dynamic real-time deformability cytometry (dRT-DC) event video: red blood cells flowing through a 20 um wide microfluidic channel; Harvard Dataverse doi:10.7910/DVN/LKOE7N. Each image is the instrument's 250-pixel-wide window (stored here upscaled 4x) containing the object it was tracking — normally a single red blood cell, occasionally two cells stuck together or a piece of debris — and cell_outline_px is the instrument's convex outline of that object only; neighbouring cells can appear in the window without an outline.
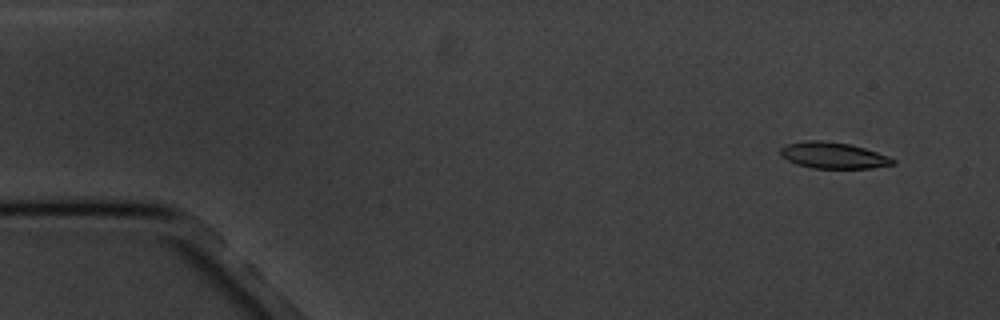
{"species": "common noctule bat (a hibernating species)", "species_latin": "Nyctalus noctula", "temperature_condition": "cold", "stored_images_in_passage": 7, "camera_frame_rate_fps": 3000, "um_per_image_px": 0.085, "animal": {"sex": "male", "body_mass_g": 20.1, "forearm_length_mm": 53.5}, "frame": {"image": 1, "passage_image": 1, "time_ms": 0.0, "image_size_px": [1000, 320], "cell_outline_px": [[896, 164], [872, 168], [812, 168], [796, 164], [780, 156], [780, 148], [788, 144], [804, 140], [824, 140], [848, 144], [864, 148], [888, 156], [896, 160]], "centroid_in_image_um": [70.81, 13.21], "position_along_channel_um": 14.2, "area_um2": 17.22}}
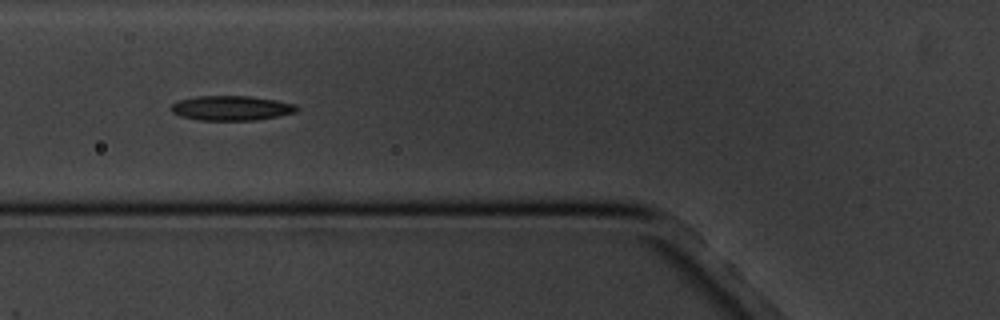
{"frame": {"image": 2, "passage_image": 6, "time_ms": 5.667, "image_size_px": [1000, 320], "cell_outline_px": [[300, 108], [296, 112], [256, 120], [200, 120], [180, 116], [172, 112], [168, 108], [172, 104], [180, 100], [196, 96], [248, 96], [276, 100], [296, 104]], "centroid_in_image_um": [19.65, 9.18], "position_along_channel_um": 106.1, "area_um2": 18.09}}
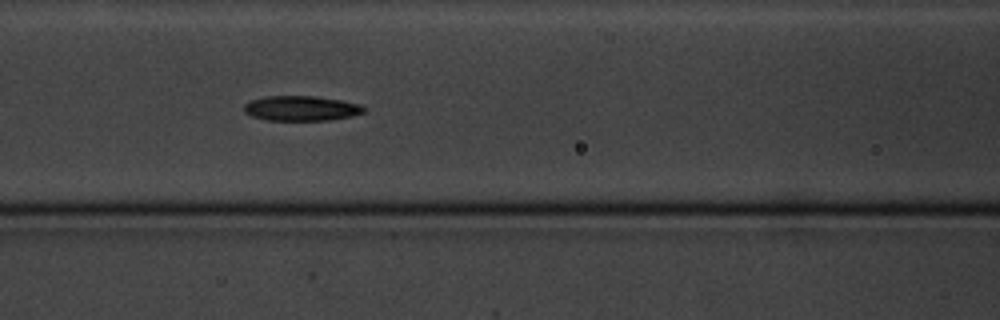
{"frame": {"image": 3, "passage_image": 7, "time_ms": 6.667, "image_size_px": [1000, 320], "cell_outline_px": [[364, 112], [352, 116], [328, 120], [268, 120], [252, 116], [244, 112], [244, 104], [252, 100], [264, 96], [316, 96], [340, 100], [360, 104], [364, 108]], "centroid_in_image_um": [25.59, 9.2], "position_along_channel_um": 141.0, "area_um2": 17.34}}